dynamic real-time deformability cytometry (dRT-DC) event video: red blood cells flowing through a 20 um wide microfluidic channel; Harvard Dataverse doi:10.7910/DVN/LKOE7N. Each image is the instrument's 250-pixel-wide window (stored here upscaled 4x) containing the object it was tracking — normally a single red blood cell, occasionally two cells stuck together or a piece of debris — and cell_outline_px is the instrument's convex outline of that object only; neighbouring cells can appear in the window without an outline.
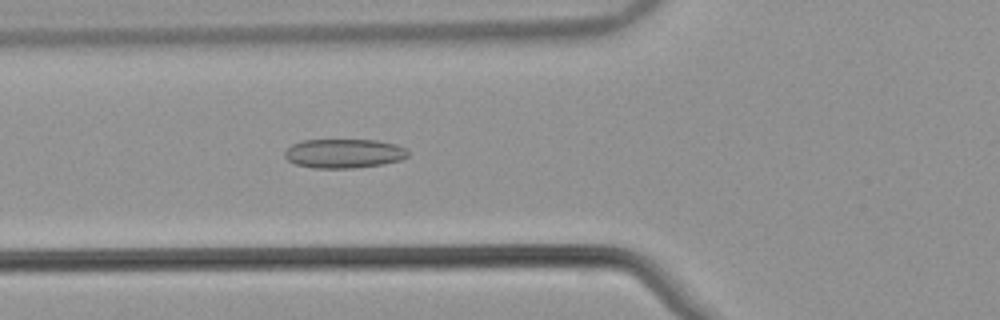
{"species": "common noctule bat (a hibernating species)", "species_latin": "Nyctalus noctula", "temperature_condition": "warm", "stored_images_in_passage": 54, "camera_frame_rate_fps": 3000, "um_per_image_px": 0.085, "animal": {"sex": "male", "body_mass_g": 21.5, "forearm_length_mm": 52.0}, "frame": {"image": 1, "passage_image": 21, "time_ms": 6.667, "image_size_px": [1000, 320], "cell_outline_px": [[408, 156], [400, 160], [380, 164], [352, 168], [312, 168], [296, 164], [288, 160], [284, 156], [284, 152], [292, 144], [300, 140], [376, 140], [396, 144], [404, 148], [408, 152]], "centroid_in_image_um": [29.2, 13.04], "position_along_channel_um": 96.6, "area_um2": 20.87}}
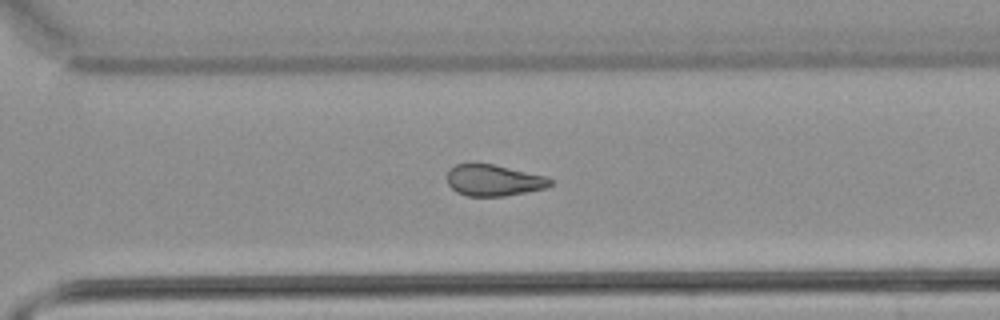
{"frame": {"image": 2, "passage_image": 39, "time_ms": 12.667, "image_size_px": [1000, 320], "cell_outline_px": [[552, 184], [548, 188], [528, 192], [504, 196], [468, 196], [456, 192], [448, 184], [448, 172], [456, 164], [472, 160], [476, 160], [548, 176], [552, 180]], "centroid_in_image_um": [41.98, 15.29], "position_along_channel_um": 328.6, "area_um2": 19.54}}
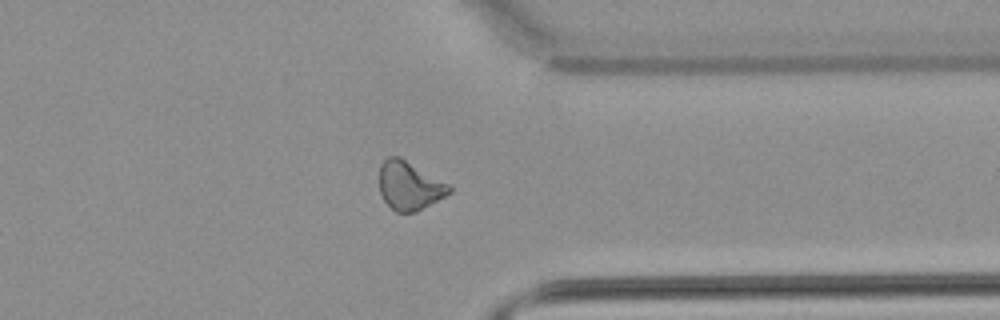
{"frame": {"image": 3, "passage_image": 43, "time_ms": 14.0, "image_size_px": [1000, 320], "cell_outline_px": [[452, 192], [416, 212], [396, 212], [384, 200], [380, 192], [380, 164], [388, 156], [400, 156], [448, 184], [452, 188]], "centroid_in_image_um": [34.79, 15.77], "position_along_channel_um": 376.6, "area_um2": 19.59}, "authors_computed_cell_mechanics": {"area_um2": 20.808, "velocity_mm_per_s": 3.8695, "shape_relaxation_time_tau1_ms": null, "shape_relaxation_time_tau2_ms": 5.1638, "deformation_change_tau1": null, "deformation_change_tau2": 0.1307}}